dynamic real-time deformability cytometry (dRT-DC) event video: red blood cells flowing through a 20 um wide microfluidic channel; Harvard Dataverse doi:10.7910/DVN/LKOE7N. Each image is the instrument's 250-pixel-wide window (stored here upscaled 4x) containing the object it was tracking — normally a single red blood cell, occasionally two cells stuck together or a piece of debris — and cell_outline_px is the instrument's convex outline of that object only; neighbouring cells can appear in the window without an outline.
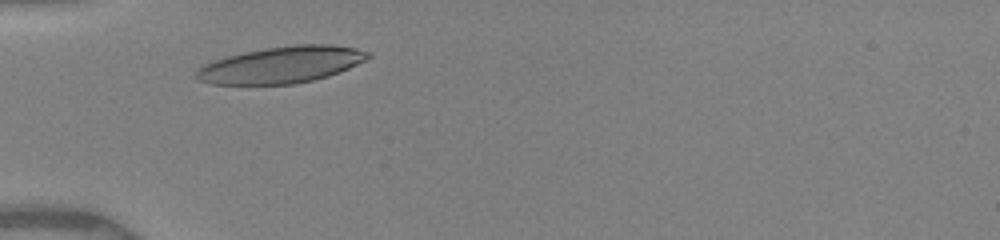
{"species": "human", "species_latin": "Homo sapiens", "temperature_condition": "warm", "stored_images_in_passage": 2, "camera_frame_rate_fps": 3000, "um_per_image_px": 0.085, "donor": {"sex": "female"}, "frame": {"image": 1, "passage_image": 1, "time_ms": 0.0, "image_size_px": [1000, 240], "cell_outline_px": [[372, 56], [340, 72], [328, 76], [296, 84], [212, 84], [196, 80], [196, 72], [204, 64], [228, 56], [244, 52], [264, 48], [296, 44], [332, 44], [356, 48], [368, 52]], "centroid_in_image_um": [23.93, 5.5], "position_along_channel_um": 61.1, "area_um2": 36.41}}
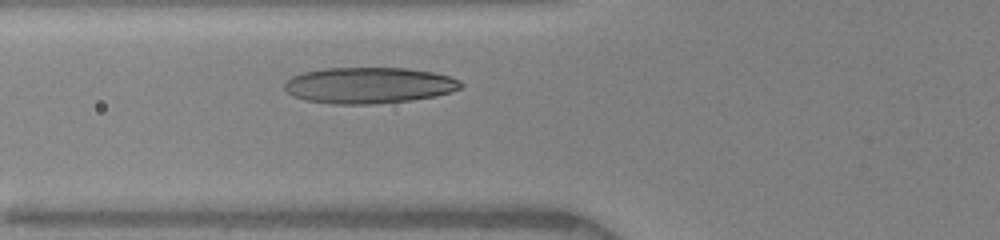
{"frame": {"image": 2, "passage_image": 2, "time_ms": 1.0, "image_size_px": [1000, 240], "cell_outline_px": [[464, 84], [460, 88], [452, 92], [436, 96], [408, 100], [372, 104], [336, 104], [304, 100], [292, 96], [284, 88], [284, 84], [292, 76], [304, 72], [324, 68], [404, 68], [432, 72], [448, 76], [460, 80]], "centroid_in_image_um": [31.35, 7.25], "position_along_channel_um": 94.4, "area_um2": 37.05}}